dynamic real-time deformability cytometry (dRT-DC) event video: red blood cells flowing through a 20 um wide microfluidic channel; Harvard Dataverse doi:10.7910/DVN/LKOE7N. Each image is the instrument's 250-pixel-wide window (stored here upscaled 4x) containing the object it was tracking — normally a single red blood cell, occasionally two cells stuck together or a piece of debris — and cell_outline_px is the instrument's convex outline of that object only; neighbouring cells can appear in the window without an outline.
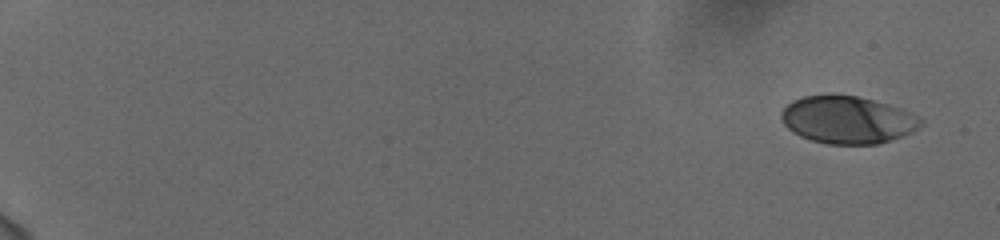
{"species": "human", "species_latin": "Homo sapiens", "temperature_condition": "cold", "stored_images_in_passage": 56, "camera_frame_rate_fps": 3000, "um_per_image_px": 0.085, "donor": {"sex": "female"}, "frame": {"image": 1, "passage_image": 1, "time_ms": 0.0, "image_size_px": [1000, 240], "cell_outline_px": [[924, 124], [912, 132], [876, 144], [828, 144], [812, 140], [800, 136], [792, 132], [784, 124], [780, 116], [780, 112], [792, 100], [804, 96], [856, 96], [872, 100], [900, 108], [920, 116], [924, 120]], "centroid_in_image_um": [72.04, 10.2], "position_along_channel_um": 13.0, "area_um2": 38.21}}
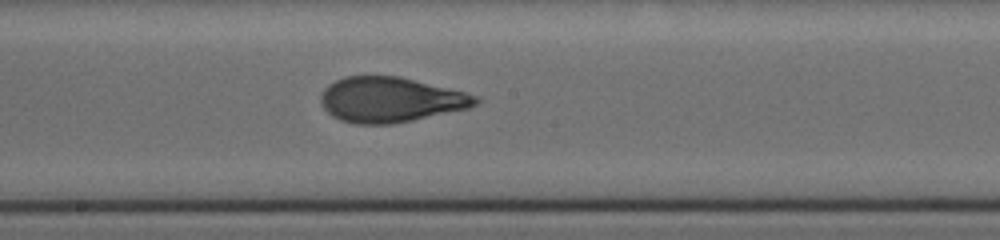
{"frame": {"image": 2, "passage_image": 33, "time_ms": 10.667, "image_size_px": [1000, 240], "cell_outline_px": [[484, 100], [468, 108], [412, 120], [392, 124], [356, 124], [340, 120], [332, 116], [324, 108], [320, 100], [320, 96], [324, 88], [328, 84], [336, 80], [348, 76], [400, 76], [480, 96]], "centroid_in_image_um": [33.19, 8.47], "position_along_channel_um": 215.0, "area_um2": 40.69}}
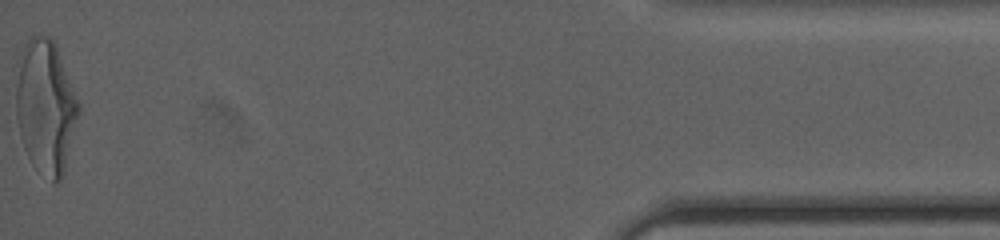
{"frame": {"image": 3, "passage_image": 56, "time_ms": 18.333, "image_size_px": [1000, 240], "cell_outline_px": [[80, 112], [64, 172], [60, 180], [52, 184], [32, 164], [24, 148], [20, 136], [16, 116], [16, 88], [24, 44], [32, 36], [48, 36], [56, 44], [80, 104]], "centroid_in_image_um": [3.9, 9.12], "position_along_channel_um": 431.3, "area_um2": 48.49}, "authors_computed_cell_mechanics": {"area_um2": 39.8242, "velocity_mm_per_s": 3.7549, "shape_relaxation_time_tau1_ms": 4.3847, "shape_relaxation_time_tau2_ms": 0.8435, "deformation_change_tau1": 0.2035, "deformation_change_tau2": 0.0703}}